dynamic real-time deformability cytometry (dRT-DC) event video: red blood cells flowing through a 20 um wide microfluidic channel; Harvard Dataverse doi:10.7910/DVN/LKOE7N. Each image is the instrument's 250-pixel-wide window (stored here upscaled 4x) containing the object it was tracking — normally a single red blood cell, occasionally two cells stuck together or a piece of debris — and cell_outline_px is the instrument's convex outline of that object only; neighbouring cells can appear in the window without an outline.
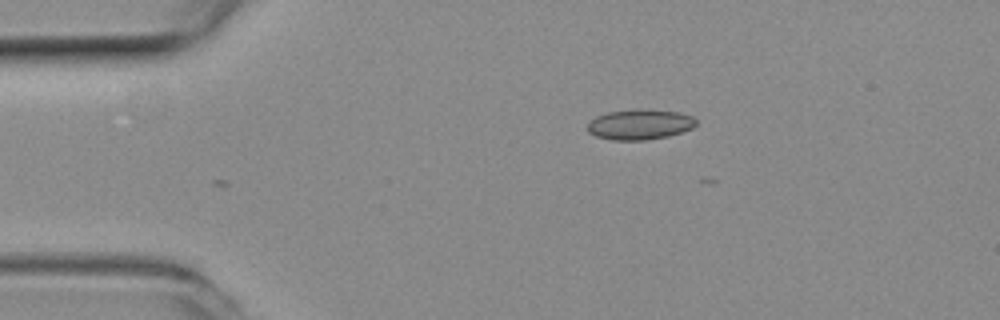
{"species": "common noctule bat (a hibernating species)", "species_latin": "Nyctalus noctula", "temperature_condition": "room temperature", "stored_images_in_passage": 5, "camera_frame_rate_fps": 3000, "um_per_image_px": 0.085, "animal": {"sex": "female", "body_mass_g": 19.3, "forearm_length_mm": 54.1}, "frame": {"image": 1, "passage_image": 1, "time_ms": 0.0, "image_size_px": [1000, 320], "cell_outline_px": [[696, 124], [692, 128], [668, 136], [644, 140], [612, 140], [596, 136], [588, 132], [588, 124], [596, 116], [608, 112], [676, 112], [692, 116], [696, 120]], "centroid_in_image_um": [54.36, 10.64], "position_along_channel_um": 30.6, "area_um2": 18.09}}